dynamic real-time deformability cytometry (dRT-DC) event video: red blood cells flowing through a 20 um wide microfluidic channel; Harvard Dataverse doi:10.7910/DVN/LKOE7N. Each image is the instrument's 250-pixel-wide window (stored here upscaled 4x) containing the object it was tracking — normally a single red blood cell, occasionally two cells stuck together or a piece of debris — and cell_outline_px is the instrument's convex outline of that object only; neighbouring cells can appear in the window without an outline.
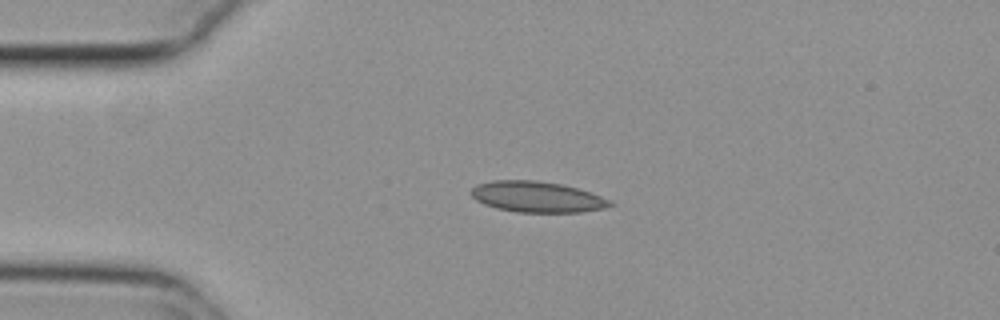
{"species": "common noctule bat (a hibernating species)", "species_latin": "Nyctalus noctula", "temperature_condition": "cold", "stored_images_in_passage": 43, "camera_frame_rate_fps": 3000, "um_per_image_px": 0.085, "animal": {"sex": "female", "body_mass_g": 29.2, "forearm_length_mm": 56.3}, "frame": {"image": 1, "passage_image": 1, "time_ms": 0.0, "image_size_px": [1000, 320], "cell_outline_px": [[616, 204], [604, 208], [580, 212], [516, 212], [496, 208], [484, 204], [476, 200], [468, 192], [476, 184], [492, 180], [536, 180], [560, 184], [576, 188], [612, 200]], "centroid_in_image_um": [45.61, 16.73], "position_along_channel_um": 39.4, "area_um2": 25.03}}
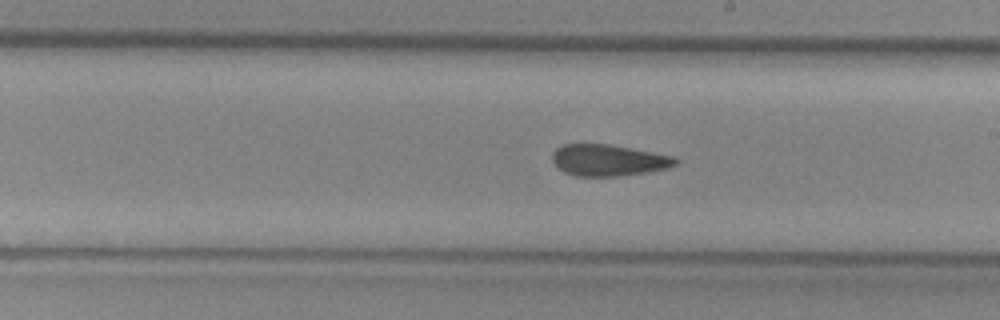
{"frame": {"image": 2, "passage_image": 19, "time_ms": 6.0, "image_size_px": [1000, 320], "cell_outline_px": [[680, 164], [672, 168], [648, 172], [616, 176], [576, 176], [564, 172], [552, 160], [552, 152], [556, 148], [564, 144], [608, 144], [632, 148], [676, 156], [680, 160]], "centroid_in_image_um": [51.81, 13.62], "position_along_channel_um": 237.2, "area_um2": 22.89}}
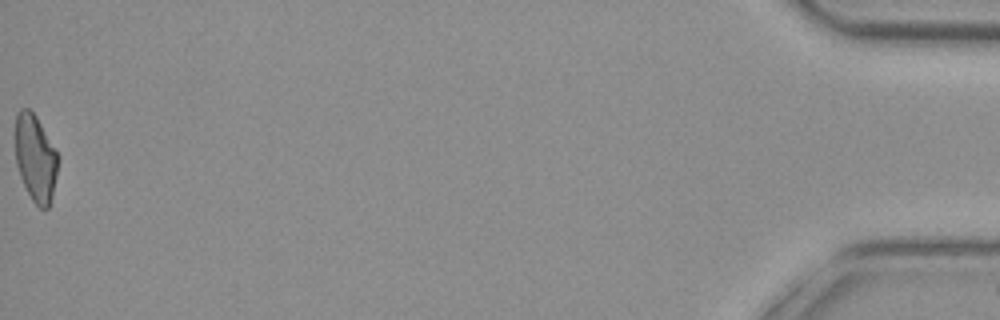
{"frame": {"image": 3, "passage_image": 43, "time_ms": 14.0, "image_size_px": [1000, 320], "cell_outline_px": [[56, 176], [52, 196], [48, 208], [40, 208], [32, 200], [20, 176], [16, 164], [16, 112], [20, 108], [28, 108], [36, 116], [56, 152]], "centroid_in_image_um": [2.98, 13.43], "position_along_channel_um": 432.2, "area_um2": 20.98}, "authors_computed_cell_mechanics": {"area_um2": 23.1778, "velocity_mm_per_s": 3.7768, "shape_relaxation_time_tau1_ms": null, "shape_relaxation_time_tau2_ms": 3.1791, "deformation_change_tau1": null, "deformation_change_tau2": 0.1057}}